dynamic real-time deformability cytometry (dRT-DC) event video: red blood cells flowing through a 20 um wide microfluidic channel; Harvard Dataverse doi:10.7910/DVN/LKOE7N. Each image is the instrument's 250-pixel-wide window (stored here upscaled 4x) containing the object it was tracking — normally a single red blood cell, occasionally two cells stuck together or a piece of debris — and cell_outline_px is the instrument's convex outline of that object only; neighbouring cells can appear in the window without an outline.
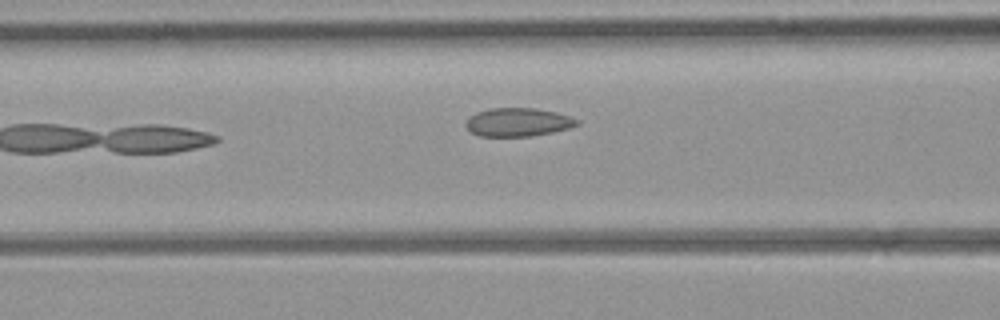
{"species": "common noctule bat (a hibernating species)", "species_latin": "Nyctalus noctula", "temperature_condition": "room temperature", "stored_images_in_passage": 5, "camera_frame_rate_fps": 3000, "um_per_image_px": 0.085, "animal": {"sex": "female", "body_mass_g": 21.9}, "frame": {"image": 1, "passage_image": 5, "time_ms": 4.667, "image_size_px": [1000, 320], "cell_outline_px": [[580, 124], [568, 128], [552, 132], [532, 136], [480, 136], [472, 132], [464, 124], [468, 116], [476, 112], [488, 108], [536, 108], [556, 112], [572, 116], [580, 120]], "centroid_in_image_um": [44.04, 10.37], "position_along_channel_um": 122.6, "area_um2": 18.61}}